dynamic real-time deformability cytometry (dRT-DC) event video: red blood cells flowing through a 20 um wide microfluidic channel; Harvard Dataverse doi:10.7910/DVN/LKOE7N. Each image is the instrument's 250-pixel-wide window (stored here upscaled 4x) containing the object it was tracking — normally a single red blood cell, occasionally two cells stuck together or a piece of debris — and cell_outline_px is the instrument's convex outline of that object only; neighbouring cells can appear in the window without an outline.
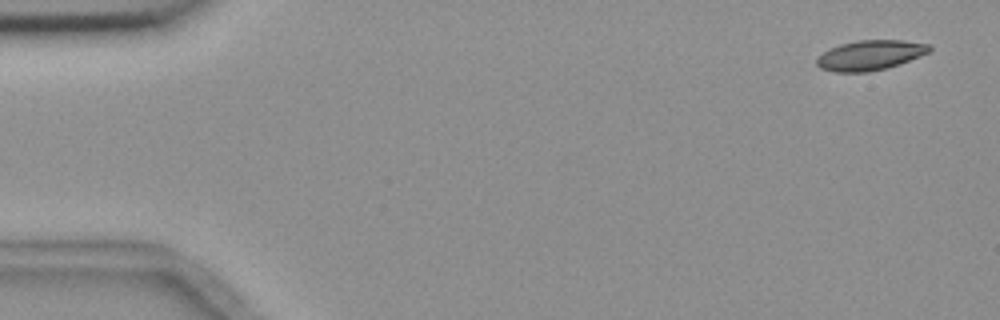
{"species": "common noctule bat (a hibernating species)", "species_latin": "Nyctalus noctula", "temperature_condition": "room temperature", "stored_images_in_passage": 6, "camera_frame_rate_fps": 3000, "um_per_image_px": 0.085, "animal": {"sex": "female", "body_mass_g": 18.4}, "frame": {"image": 1, "passage_image": 1, "time_ms": 0.0, "image_size_px": [1000, 320], "cell_outline_px": [[932, 48], [928, 52], [920, 56], [900, 64], [868, 72], [836, 72], [820, 68], [816, 64], [816, 56], [828, 48], [840, 44], [856, 40], [904, 40], [928, 44]], "centroid_in_image_um": [73.91, 4.68], "position_along_channel_um": 11.1, "area_um2": 19.77}}
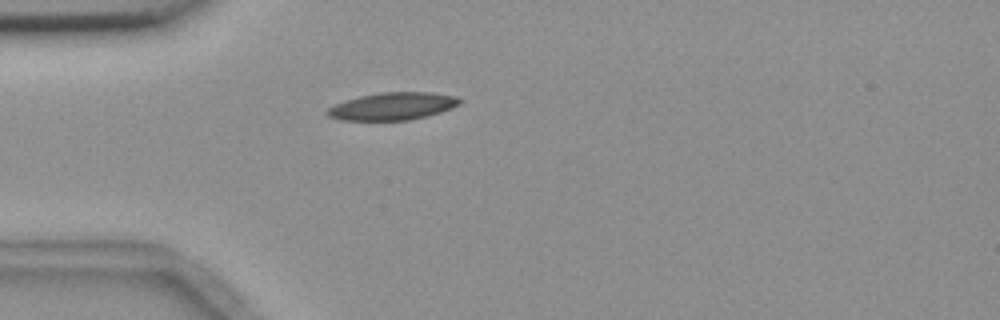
{"frame": {"image": 2, "passage_image": 5, "time_ms": 4.333, "image_size_px": [1000, 320], "cell_outline_px": [[464, 100], [460, 104], [452, 108], [440, 112], [408, 120], [340, 120], [328, 116], [324, 112], [328, 108], [344, 100], [360, 96], [380, 92], [432, 92], [456, 96]], "centroid_in_image_um": [33.38, 9.02], "position_along_channel_um": 51.6, "area_um2": 21.27}}